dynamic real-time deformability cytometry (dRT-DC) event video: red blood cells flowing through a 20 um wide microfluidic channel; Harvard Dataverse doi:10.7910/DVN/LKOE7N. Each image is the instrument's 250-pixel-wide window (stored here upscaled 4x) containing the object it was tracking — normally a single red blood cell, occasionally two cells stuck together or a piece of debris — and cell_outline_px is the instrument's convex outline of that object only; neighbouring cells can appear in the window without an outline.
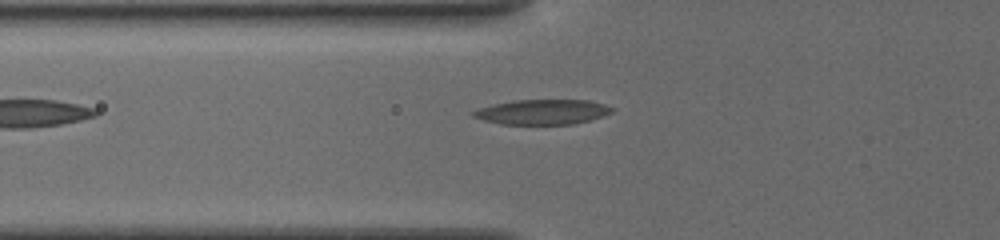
{"species": "common noctule bat (a hibernating species)", "species_latin": "Nyctalus noctula", "temperature_condition": "cold", "stored_images_in_passage": 10, "camera_frame_rate_fps": 3000, "um_per_image_px": 0.085, "animal": {"sex": "female", "body_mass_g": 19.5, "forearm_length_mm": 54.1}, "frame": {"image": 1, "passage_image": 2, "time_ms": 0.333, "image_size_px": [1000, 240], "cell_outline_px": [[616, 108], [612, 112], [592, 120], [576, 124], [500, 124], [484, 120], [472, 116], [472, 112], [480, 108], [496, 104], [516, 100], [588, 100], [604, 104]], "centroid_in_image_um": [46.17, 9.52], "position_along_channel_um": 79.6, "area_um2": 20.11}}
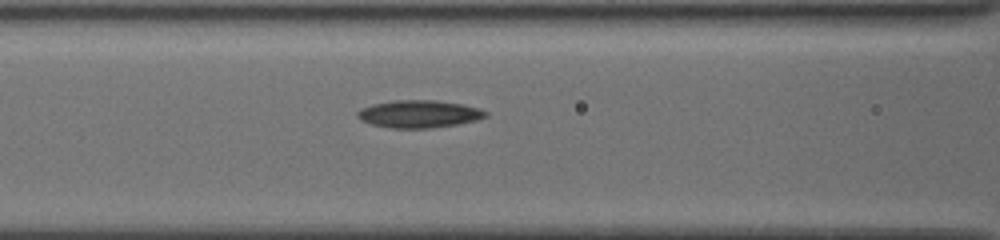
{"frame": {"image": 2, "passage_image": 6, "time_ms": 1.667, "image_size_px": [1000, 240], "cell_outline_px": [[488, 116], [456, 124], [432, 128], [392, 128], [372, 124], [360, 120], [356, 116], [356, 112], [360, 108], [372, 104], [396, 100], [428, 100], [460, 104], [480, 108], [488, 112]], "centroid_in_image_um": [35.56, 9.69], "position_along_channel_um": 131.0, "area_um2": 20.35}}
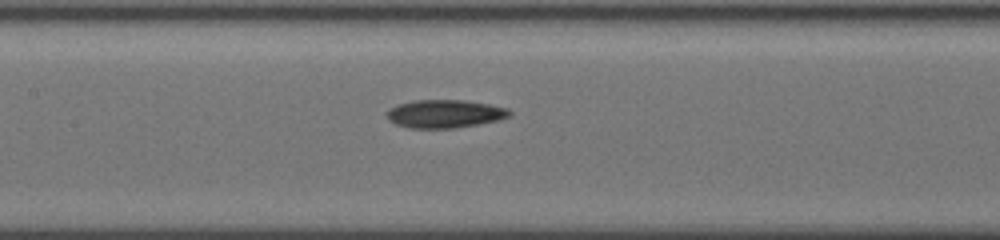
{"frame": {"image": 3, "passage_image": 9, "time_ms": 2.667, "image_size_px": [1000, 240], "cell_outline_px": [[512, 112], [508, 116], [500, 120], [452, 128], [408, 128], [396, 124], [388, 120], [388, 112], [396, 104], [412, 100], [464, 100], [488, 104], [508, 108]], "centroid_in_image_um": [37.8, 9.67], "position_along_channel_um": 169.6, "area_um2": 20.0}}